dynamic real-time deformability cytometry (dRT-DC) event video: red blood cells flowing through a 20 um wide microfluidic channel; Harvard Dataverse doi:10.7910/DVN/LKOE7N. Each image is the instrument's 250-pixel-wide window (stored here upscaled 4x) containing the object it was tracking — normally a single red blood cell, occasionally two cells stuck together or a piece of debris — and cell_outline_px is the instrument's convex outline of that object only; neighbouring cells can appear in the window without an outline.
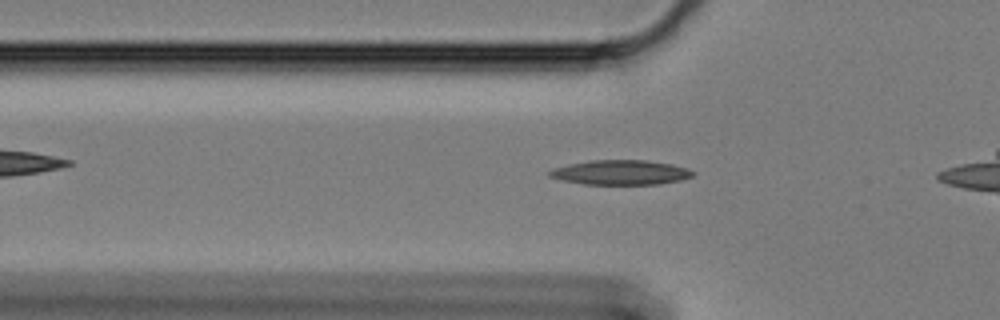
{"species": "Egyptian fruit bat (a non-hibernating species)", "species_latin": "Rousettus aegyptiacus", "temperature_condition": "cold", "stored_images_in_passage": 42, "camera_frame_rate_fps": 3000, "um_per_image_px": 0.085, "animal": {"sex": "female"}, "frame": {"image": 1, "passage_image": 9, "time_ms": 2.667, "image_size_px": [1000, 320], "cell_outline_px": [[696, 172], [692, 176], [680, 180], [660, 184], [584, 184], [564, 180], [548, 176], [548, 172], [552, 168], [568, 164], [588, 160], [644, 160], [672, 164], [688, 168]], "centroid_in_image_um": [52.76, 14.65], "position_along_channel_um": 73.0, "area_um2": 20.63}}
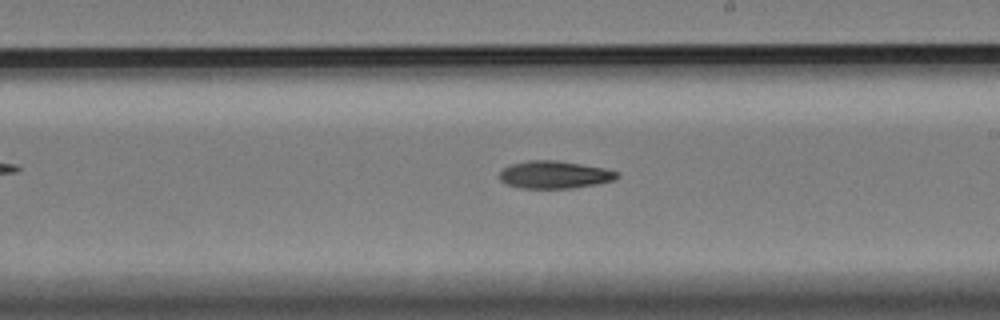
{"frame": {"image": 2, "passage_image": 24, "time_ms": 7.667, "image_size_px": [1000, 320], "cell_outline_px": [[620, 176], [616, 180], [596, 184], [572, 188], [520, 188], [504, 184], [500, 180], [500, 172], [504, 168], [512, 164], [528, 160], [556, 160], [604, 168], [620, 172]], "centroid_in_image_um": [47.15, 14.85], "position_along_channel_um": 241.8, "area_um2": 18.96}}
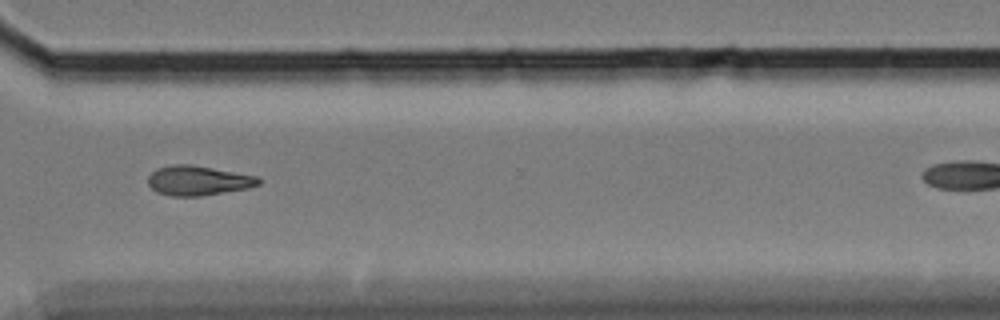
{"frame": {"image": 3, "passage_image": 34, "time_ms": 11.0, "image_size_px": [1000, 320], "cell_outline_px": [[260, 184], [248, 188], [200, 196], [172, 196], [156, 192], [148, 184], [148, 176], [156, 168], [176, 164], [192, 164], [256, 176], [260, 180]], "centroid_in_image_um": [16.81, 15.34], "position_along_channel_um": 353.8, "area_um2": 19.02}}